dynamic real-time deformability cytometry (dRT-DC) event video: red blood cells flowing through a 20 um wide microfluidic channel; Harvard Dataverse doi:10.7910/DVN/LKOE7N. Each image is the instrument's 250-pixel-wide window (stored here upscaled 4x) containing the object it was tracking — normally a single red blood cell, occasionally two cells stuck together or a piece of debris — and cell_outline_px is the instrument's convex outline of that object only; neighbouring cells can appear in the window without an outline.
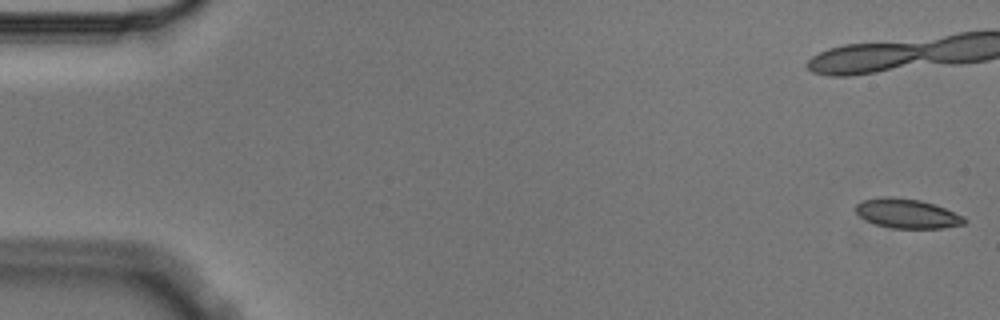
{"species": "Egyptian fruit bat (a non-hibernating species)", "species_latin": "Rousettus aegyptiacus", "temperature_condition": "cold", "stored_images_in_passage": 4, "camera_frame_rate_fps": 3000, "um_per_image_px": 0.085, "animal": {"sex": "male"}, "frame": {"image": 1, "passage_image": 1, "time_ms": 0.0, "image_size_px": [1000, 320], "cell_outline_px": [[968, 220], [964, 224], [940, 228], [892, 228], [876, 224], [860, 216], [856, 212], [856, 204], [860, 200], [880, 196], [892, 196], [920, 200], [944, 208], [964, 216]], "centroid_in_image_um": [77.09, 18.13], "position_along_channel_um": 7.9, "area_um2": 18.61}}